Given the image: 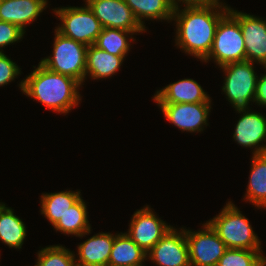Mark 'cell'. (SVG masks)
Returning a JSON list of instances; mask_svg holds the SVG:
<instances>
[{
	"label": "cell",
	"mask_w": 266,
	"mask_h": 266,
	"mask_svg": "<svg viewBox=\"0 0 266 266\" xmlns=\"http://www.w3.org/2000/svg\"><path fill=\"white\" fill-rule=\"evenodd\" d=\"M222 4L174 8L176 46L202 62L211 51L218 22L229 11V6Z\"/></svg>",
	"instance_id": "1"
},
{
	"label": "cell",
	"mask_w": 266,
	"mask_h": 266,
	"mask_svg": "<svg viewBox=\"0 0 266 266\" xmlns=\"http://www.w3.org/2000/svg\"><path fill=\"white\" fill-rule=\"evenodd\" d=\"M19 84L23 94L38 100L47 109L67 114L81 101V84L74 78L55 73L40 63L37 68Z\"/></svg>",
	"instance_id": "2"
},
{
	"label": "cell",
	"mask_w": 266,
	"mask_h": 266,
	"mask_svg": "<svg viewBox=\"0 0 266 266\" xmlns=\"http://www.w3.org/2000/svg\"><path fill=\"white\" fill-rule=\"evenodd\" d=\"M223 240L227 248L262 250L261 241L252 225L232 201H228L222 211L207 221Z\"/></svg>",
	"instance_id": "3"
},
{
	"label": "cell",
	"mask_w": 266,
	"mask_h": 266,
	"mask_svg": "<svg viewBox=\"0 0 266 266\" xmlns=\"http://www.w3.org/2000/svg\"><path fill=\"white\" fill-rule=\"evenodd\" d=\"M54 32L52 56L43 58L39 63L48 70L70 76L83 85L88 46L63 36L56 29Z\"/></svg>",
	"instance_id": "4"
},
{
	"label": "cell",
	"mask_w": 266,
	"mask_h": 266,
	"mask_svg": "<svg viewBox=\"0 0 266 266\" xmlns=\"http://www.w3.org/2000/svg\"><path fill=\"white\" fill-rule=\"evenodd\" d=\"M253 65L254 62L241 61L220 66L225 73L222 91L236 112L251 110L249 103H254L258 76Z\"/></svg>",
	"instance_id": "5"
},
{
	"label": "cell",
	"mask_w": 266,
	"mask_h": 266,
	"mask_svg": "<svg viewBox=\"0 0 266 266\" xmlns=\"http://www.w3.org/2000/svg\"><path fill=\"white\" fill-rule=\"evenodd\" d=\"M213 60L219 67L246 61V50L239 21L228 11L218 22L210 53L202 62Z\"/></svg>",
	"instance_id": "6"
},
{
	"label": "cell",
	"mask_w": 266,
	"mask_h": 266,
	"mask_svg": "<svg viewBox=\"0 0 266 266\" xmlns=\"http://www.w3.org/2000/svg\"><path fill=\"white\" fill-rule=\"evenodd\" d=\"M85 5L83 7H59L52 10L61 21L60 26L55 27L59 33L90 46L95 44L103 27L89 6Z\"/></svg>",
	"instance_id": "7"
},
{
	"label": "cell",
	"mask_w": 266,
	"mask_h": 266,
	"mask_svg": "<svg viewBox=\"0 0 266 266\" xmlns=\"http://www.w3.org/2000/svg\"><path fill=\"white\" fill-rule=\"evenodd\" d=\"M202 228L198 231L185 228L190 265L217 266L227 247L207 221L202 224Z\"/></svg>",
	"instance_id": "8"
},
{
	"label": "cell",
	"mask_w": 266,
	"mask_h": 266,
	"mask_svg": "<svg viewBox=\"0 0 266 266\" xmlns=\"http://www.w3.org/2000/svg\"><path fill=\"white\" fill-rule=\"evenodd\" d=\"M103 28L146 32L133 15L125 0H84Z\"/></svg>",
	"instance_id": "9"
},
{
	"label": "cell",
	"mask_w": 266,
	"mask_h": 266,
	"mask_svg": "<svg viewBox=\"0 0 266 266\" xmlns=\"http://www.w3.org/2000/svg\"><path fill=\"white\" fill-rule=\"evenodd\" d=\"M126 234L146 253L172 228L148 205L134 212Z\"/></svg>",
	"instance_id": "10"
},
{
	"label": "cell",
	"mask_w": 266,
	"mask_h": 266,
	"mask_svg": "<svg viewBox=\"0 0 266 266\" xmlns=\"http://www.w3.org/2000/svg\"><path fill=\"white\" fill-rule=\"evenodd\" d=\"M180 230L170 228L147 253V259L157 266H191L185 228Z\"/></svg>",
	"instance_id": "11"
},
{
	"label": "cell",
	"mask_w": 266,
	"mask_h": 266,
	"mask_svg": "<svg viewBox=\"0 0 266 266\" xmlns=\"http://www.w3.org/2000/svg\"><path fill=\"white\" fill-rule=\"evenodd\" d=\"M167 121L186 132H201L208 126L211 102L157 104Z\"/></svg>",
	"instance_id": "12"
},
{
	"label": "cell",
	"mask_w": 266,
	"mask_h": 266,
	"mask_svg": "<svg viewBox=\"0 0 266 266\" xmlns=\"http://www.w3.org/2000/svg\"><path fill=\"white\" fill-rule=\"evenodd\" d=\"M229 12L239 21L246 50V61L266 66V20L234 10Z\"/></svg>",
	"instance_id": "13"
},
{
	"label": "cell",
	"mask_w": 266,
	"mask_h": 266,
	"mask_svg": "<svg viewBox=\"0 0 266 266\" xmlns=\"http://www.w3.org/2000/svg\"><path fill=\"white\" fill-rule=\"evenodd\" d=\"M251 111L237 112L242 115L235 125L233 139L242 147L253 149V155L265 154L266 144L263 142H266V116Z\"/></svg>",
	"instance_id": "14"
},
{
	"label": "cell",
	"mask_w": 266,
	"mask_h": 266,
	"mask_svg": "<svg viewBox=\"0 0 266 266\" xmlns=\"http://www.w3.org/2000/svg\"><path fill=\"white\" fill-rule=\"evenodd\" d=\"M153 100L156 104L212 102L201 85L190 78L178 80L157 90Z\"/></svg>",
	"instance_id": "15"
},
{
	"label": "cell",
	"mask_w": 266,
	"mask_h": 266,
	"mask_svg": "<svg viewBox=\"0 0 266 266\" xmlns=\"http://www.w3.org/2000/svg\"><path fill=\"white\" fill-rule=\"evenodd\" d=\"M47 0H0V21L12 23L26 32L31 24L45 10Z\"/></svg>",
	"instance_id": "16"
},
{
	"label": "cell",
	"mask_w": 266,
	"mask_h": 266,
	"mask_svg": "<svg viewBox=\"0 0 266 266\" xmlns=\"http://www.w3.org/2000/svg\"><path fill=\"white\" fill-rule=\"evenodd\" d=\"M113 242L112 233H97L78 245L75 261L83 266H108Z\"/></svg>",
	"instance_id": "17"
},
{
	"label": "cell",
	"mask_w": 266,
	"mask_h": 266,
	"mask_svg": "<svg viewBox=\"0 0 266 266\" xmlns=\"http://www.w3.org/2000/svg\"><path fill=\"white\" fill-rule=\"evenodd\" d=\"M125 56H116L108 53L102 49H99L94 44L87 47L86 76H90L91 79H106L115 75L120 69Z\"/></svg>",
	"instance_id": "18"
},
{
	"label": "cell",
	"mask_w": 266,
	"mask_h": 266,
	"mask_svg": "<svg viewBox=\"0 0 266 266\" xmlns=\"http://www.w3.org/2000/svg\"><path fill=\"white\" fill-rule=\"evenodd\" d=\"M147 253L144 252L127 234H114L108 266L144 265Z\"/></svg>",
	"instance_id": "19"
},
{
	"label": "cell",
	"mask_w": 266,
	"mask_h": 266,
	"mask_svg": "<svg viewBox=\"0 0 266 266\" xmlns=\"http://www.w3.org/2000/svg\"><path fill=\"white\" fill-rule=\"evenodd\" d=\"M250 177L245 193L246 201L256 208H266V153L252 155Z\"/></svg>",
	"instance_id": "20"
},
{
	"label": "cell",
	"mask_w": 266,
	"mask_h": 266,
	"mask_svg": "<svg viewBox=\"0 0 266 266\" xmlns=\"http://www.w3.org/2000/svg\"><path fill=\"white\" fill-rule=\"evenodd\" d=\"M87 206L82 197L73 204L68 211L60 217L58 222L53 226L56 231L62 234L85 237L91 232V226L87 216Z\"/></svg>",
	"instance_id": "21"
},
{
	"label": "cell",
	"mask_w": 266,
	"mask_h": 266,
	"mask_svg": "<svg viewBox=\"0 0 266 266\" xmlns=\"http://www.w3.org/2000/svg\"><path fill=\"white\" fill-rule=\"evenodd\" d=\"M78 191H60L55 193H43L40 198V212L54 226L60 217L68 211L82 196Z\"/></svg>",
	"instance_id": "22"
},
{
	"label": "cell",
	"mask_w": 266,
	"mask_h": 266,
	"mask_svg": "<svg viewBox=\"0 0 266 266\" xmlns=\"http://www.w3.org/2000/svg\"><path fill=\"white\" fill-rule=\"evenodd\" d=\"M26 224L12 208L0 202V240L10 248L21 249L26 239Z\"/></svg>",
	"instance_id": "23"
},
{
	"label": "cell",
	"mask_w": 266,
	"mask_h": 266,
	"mask_svg": "<svg viewBox=\"0 0 266 266\" xmlns=\"http://www.w3.org/2000/svg\"><path fill=\"white\" fill-rule=\"evenodd\" d=\"M139 24L145 27V20L172 21L174 7L171 0H125Z\"/></svg>",
	"instance_id": "24"
},
{
	"label": "cell",
	"mask_w": 266,
	"mask_h": 266,
	"mask_svg": "<svg viewBox=\"0 0 266 266\" xmlns=\"http://www.w3.org/2000/svg\"><path fill=\"white\" fill-rule=\"evenodd\" d=\"M136 33L143 32H131L122 29L103 28L94 45L110 54L116 56H126L130 50L131 42L135 41L132 35Z\"/></svg>",
	"instance_id": "25"
},
{
	"label": "cell",
	"mask_w": 266,
	"mask_h": 266,
	"mask_svg": "<svg viewBox=\"0 0 266 266\" xmlns=\"http://www.w3.org/2000/svg\"><path fill=\"white\" fill-rule=\"evenodd\" d=\"M265 259L262 250L227 248L217 266H259Z\"/></svg>",
	"instance_id": "26"
},
{
	"label": "cell",
	"mask_w": 266,
	"mask_h": 266,
	"mask_svg": "<svg viewBox=\"0 0 266 266\" xmlns=\"http://www.w3.org/2000/svg\"><path fill=\"white\" fill-rule=\"evenodd\" d=\"M37 256L34 266H70L76 254L62 245H52L39 250Z\"/></svg>",
	"instance_id": "27"
},
{
	"label": "cell",
	"mask_w": 266,
	"mask_h": 266,
	"mask_svg": "<svg viewBox=\"0 0 266 266\" xmlns=\"http://www.w3.org/2000/svg\"><path fill=\"white\" fill-rule=\"evenodd\" d=\"M25 32L12 23L0 21V52L5 46L20 42Z\"/></svg>",
	"instance_id": "28"
},
{
	"label": "cell",
	"mask_w": 266,
	"mask_h": 266,
	"mask_svg": "<svg viewBox=\"0 0 266 266\" xmlns=\"http://www.w3.org/2000/svg\"><path fill=\"white\" fill-rule=\"evenodd\" d=\"M21 68L7 55L0 52V86H5L21 74Z\"/></svg>",
	"instance_id": "29"
},
{
	"label": "cell",
	"mask_w": 266,
	"mask_h": 266,
	"mask_svg": "<svg viewBox=\"0 0 266 266\" xmlns=\"http://www.w3.org/2000/svg\"><path fill=\"white\" fill-rule=\"evenodd\" d=\"M263 68L266 70V66H263ZM254 102L258 106L266 107V73L258 76Z\"/></svg>",
	"instance_id": "30"
},
{
	"label": "cell",
	"mask_w": 266,
	"mask_h": 266,
	"mask_svg": "<svg viewBox=\"0 0 266 266\" xmlns=\"http://www.w3.org/2000/svg\"><path fill=\"white\" fill-rule=\"evenodd\" d=\"M171 2L174 8H178L181 2H182V5L180 6H183V4L184 6H205V5H211L214 3H223V2H220V0H171Z\"/></svg>",
	"instance_id": "31"
},
{
	"label": "cell",
	"mask_w": 266,
	"mask_h": 266,
	"mask_svg": "<svg viewBox=\"0 0 266 266\" xmlns=\"http://www.w3.org/2000/svg\"><path fill=\"white\" fill-rule=\"evenodd\" d=\"M70 266H83L82 264L77 263L76 261H74Z\"/></svg>",
	"instance_id": "32"
},
{
	"label": "cell",
	"mask_w": 266,
	"mask_h": 266,
	"mask_svg": "<svg viewBox=\"0 0 266 266\" xmlns=\"http://www.w3.org/2000/svg\"><path fill=\"white\" fill-rule=\"evenodd\" d=\"M259 266H266V259Z\"/></svg>",
	"instance_id": "33"
}]
</instances>
